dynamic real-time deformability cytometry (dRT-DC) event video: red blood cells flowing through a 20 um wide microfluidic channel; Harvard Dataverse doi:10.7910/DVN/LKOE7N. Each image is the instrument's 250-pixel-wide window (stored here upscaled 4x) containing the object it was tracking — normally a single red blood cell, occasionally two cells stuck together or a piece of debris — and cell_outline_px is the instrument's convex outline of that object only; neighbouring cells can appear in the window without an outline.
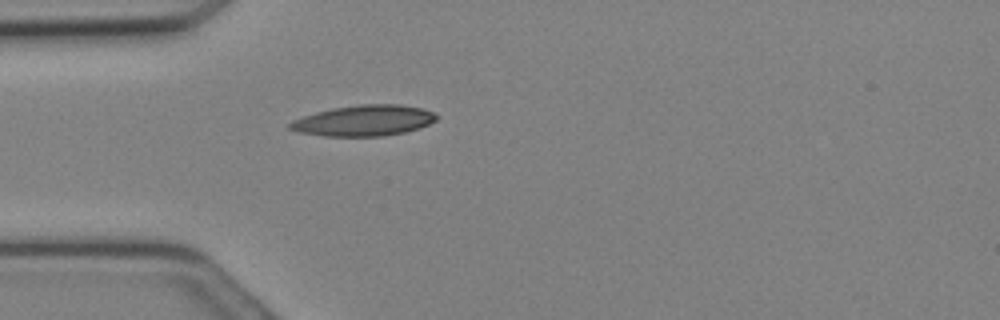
{"species": "Egyptian fruit bat (a non-hibernating species)", "species_latin": "Rousettus aegyptiacus", "temperature_condition": "cold", "stored_images_in_passage": 5, "camera_frame_rate_fps": 3000, "um_per_image_px": 0.085, "animal": {"sex": "female"}, "frame": {"image": 1, "passage_image": 1, "time_ms": 0.0, "image_size_px": [1000, 320], "cell_outline_px": [[436, 120], [420, 128], [404, 132], [384, 136], [324, 136], [300, 132], [288, 128], [288, 124], [292, 120], [316, 112], [332, 108], [360, 104], [400, 104], [424, 108], [432, 112], [436, 116]], "centroid_in_image_um": [30.93, 10.24], "position_along_channel_um": 54.1, "area_um2": 26.3}}
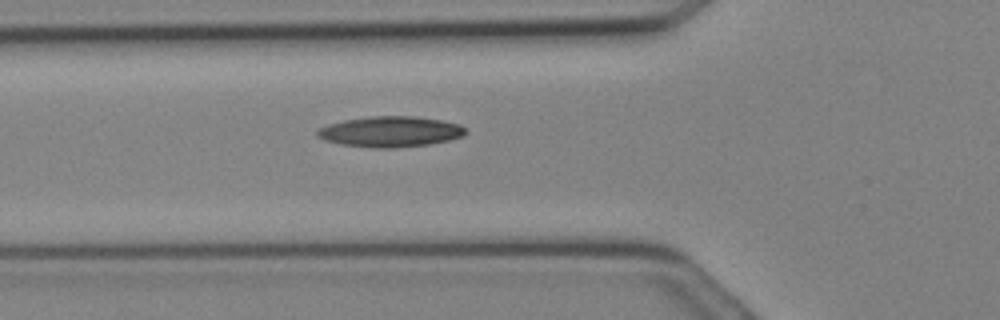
{"frame": {"image": 2, "passage_image": 3, "time_ms": 0.667, "image_size_px": [1000, 320], "cell_outline_px": [[468, 132], [464, 136], [432, 144], [392, 148], [372, 148], [340, 144], [324, 140], [316, 136], [316, 132], [320, 128], [328, 124], [344, 120], [372, 116], [416, 116], [440, 120], [460, 124], [468, 128]], "centroid_in_image_um": [33.21, 11.19], "position_along_channel_um": 92.6, "area_um2": 26.7}}
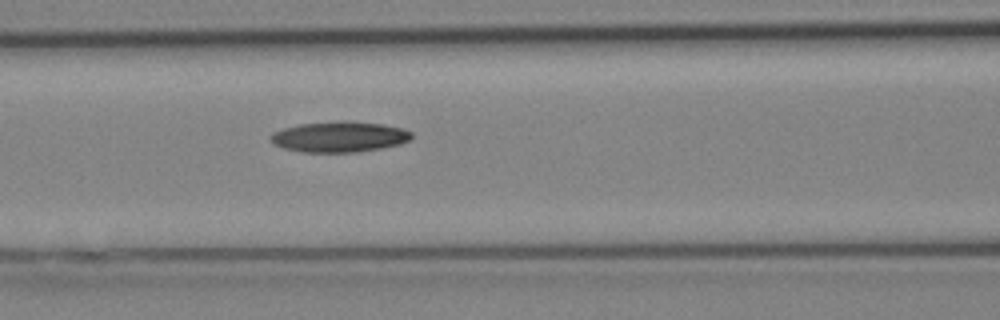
{"frame": {"image": 3, "passage_image": 5, "time_ms": 1.333, "image_size_px": [1000, 320], "cell_outline_px": [[412, 136], [408, 140], [400, 144], [380, 148], [356, 152], [300, 152], [284, 148], [272, 144], [268, 136], [272, 132], [284, 128], [300, 124], [344, 120], [380, 124], [404, 128], [412, 132]], "centroid_in_image_um": [28.8, 11.62], "position_along_channel_um": 137.8, "area_um2": 25.26}}